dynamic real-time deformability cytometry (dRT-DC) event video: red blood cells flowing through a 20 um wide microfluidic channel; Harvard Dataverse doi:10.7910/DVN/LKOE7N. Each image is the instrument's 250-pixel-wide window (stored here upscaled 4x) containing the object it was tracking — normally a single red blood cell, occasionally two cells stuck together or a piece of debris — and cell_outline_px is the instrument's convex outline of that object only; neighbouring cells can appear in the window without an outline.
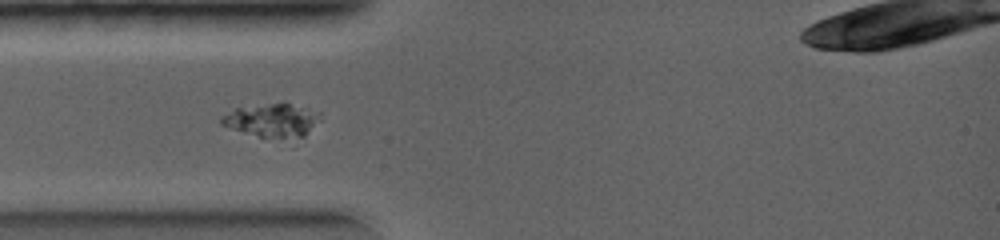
{"species": "common noctule bat (a hibernating species)", "species_latin": "Nyctalus noctula", "temperature_condition": "warm", "stored_images_in_passage": 20, "camera_frame_rate_fps": 5000, "um_per_image_px": 0.085, "animal": {"sex": "female", "body_mass_g": 19.0, "forearm_length_mm": 56.7}, "frame": {"image": 1, "passage_image": 4, "time_ms": 1.4, "image_size_px": [1000, 240], "cell_outline_px": [[320, 120], [292, 148], [220, 124], [220, 116], [236, 108], [268, 104], [288, 104], [308, 108], [320, 112]], "centroid_in_image_um": [23.22, 10.37], "position_along_channel_um": 61.8, "area_um2": 20.52}}
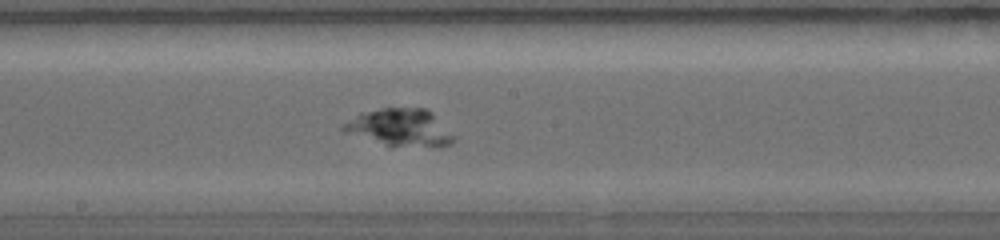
{"frame": {"image": 2, "passage_image": 9, "time_ms": 3.8, "image_size_px": [1000, 240], "cell_outline_px": [[456, 140], [452, 144], [440, 148], [392, 148], [344, 132], [340, 128], [344, 124], [360, 112], [384, 108], [428, 108], [456, 136]], "centroid_in_image_um": [34.08, 10.9], "position_along_channel_um": 214.1, "area_um2": 25.03}}